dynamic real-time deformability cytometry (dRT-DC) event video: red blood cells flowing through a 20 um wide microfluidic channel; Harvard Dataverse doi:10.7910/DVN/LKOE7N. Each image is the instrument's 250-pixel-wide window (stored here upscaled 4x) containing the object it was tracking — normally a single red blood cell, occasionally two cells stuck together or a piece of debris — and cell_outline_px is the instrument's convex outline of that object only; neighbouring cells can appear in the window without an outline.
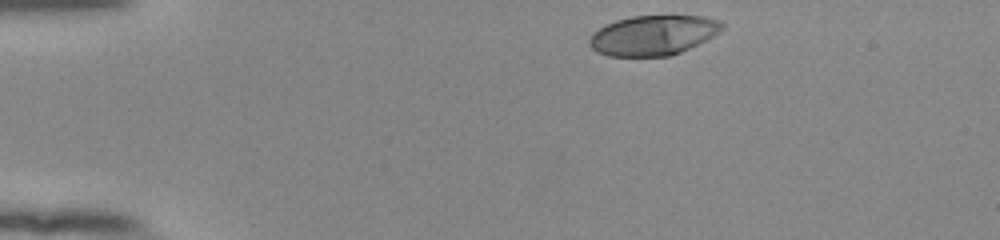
{"species": "human", "species_latin": "Homo sapiens", "temperature_condition": "room temperature", "stored_images_in_passage": 38, "camera_frame_rate_fps": 3000, "um_per_image_px": 0.085, "donor": {"sex": "female"}, "frame": {"image": 1, "passage_image": 1, "time_ms": 0.0, "image_size_px": [1000, 240], "cell_outline_px": [[724, 28], [720, 32], [672, 56], [608, 56], [596, 52], [588, 44], [588, 40], [600, 28], [616, 20], [632, 16], [704, 16], [720, 20], [724, 24]], "centroid_in_image_um": [55.53, 3.0], "position_along_channel_um": 29.5, "area_um2": 30.63}}
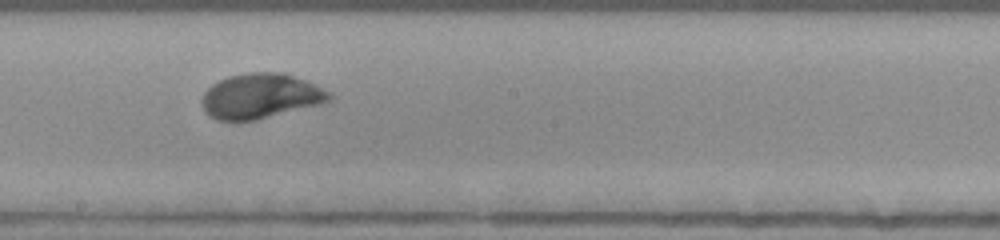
{"frame": {"image": 2, "passage_image": 22, "time_ms": 7.0, "image_size_px": [1000, 240], "cell_outline_px": [[332, 100], [320, 104], [256, 120], [216, 120], [208, 116], [204, 112], [200, 100], [204, 92], [212, 84], [228, 76], [248, 72], [284, 72], [304, 80], [332, 92]], "centroid_in_image_um": [22.12, 8.16], "position_along_channel_um": 226.1, "area_um2": 33.58}}
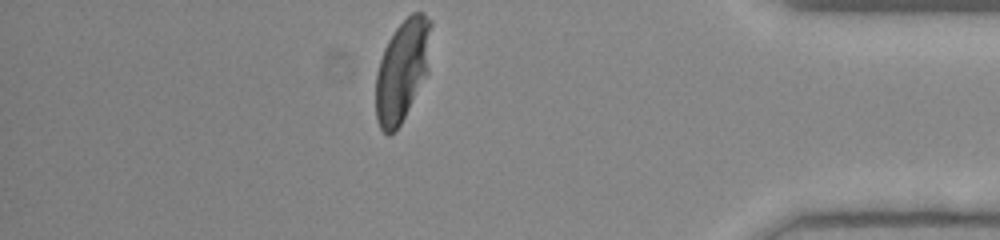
{"frame": {"image": 3, "passage_image": 38, "time_ms": 12.333, "image_size_px": [1000, 240], "cell_outline_px": [[432, 24], [428, 72], [400, 124], [388, 136], [380, 128], [376, 120], [376, 72], [384, 48], [388, 40], [396, 28], [412, 12], [424, 12], [432, 20]], "centroid_in_image_um": [34.2, 5.93], "position_along_channel_um": 401.0, "area_um2": 32.71}, "authors_computed_cell_mechanics": {"area_um2": 32.8015, "velocity_mm_per_s": 3.8689, "shape_relaxation_time_tau1_ms": 2.9969, "shape_relaxation_time_tau2_ms": null, "deformation_change_tau1": 0.1985, "deformation_change_tau2": null}}